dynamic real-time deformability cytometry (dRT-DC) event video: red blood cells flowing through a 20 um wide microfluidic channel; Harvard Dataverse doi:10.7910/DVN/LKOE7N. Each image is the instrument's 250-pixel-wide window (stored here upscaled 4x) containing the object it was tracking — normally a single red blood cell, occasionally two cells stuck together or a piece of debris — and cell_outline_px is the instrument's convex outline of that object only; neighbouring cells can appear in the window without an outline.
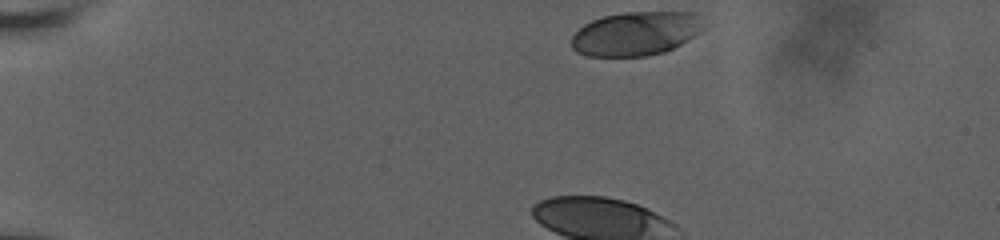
{"species": "human", "species_latin": "Homo sapiens", "temperature_condition": "room temperature", "stored_images_in_passage": 27, "camera_frame_rate_fps": 3000, "um_per_image_px": 0.085, "donor": {"sex": "male"}, "frame": {"image": 1, "passage_image": 1, "time_ms": 0.0, "image_size_px": [1000, 240], "cell_outline_px": [[704, 28], [700, 32], [680, 44], [664, 52], [648, 56], [588, 56], [576, 52], [572, 48], [572, 36], [584, 24], [592, 20], [604, 16], [624, 12], [696, 12]], "centroid_in_image_um": [54.03, 2.85], "position_along_channel_um": 31.0, "area_um2": 33.7}}